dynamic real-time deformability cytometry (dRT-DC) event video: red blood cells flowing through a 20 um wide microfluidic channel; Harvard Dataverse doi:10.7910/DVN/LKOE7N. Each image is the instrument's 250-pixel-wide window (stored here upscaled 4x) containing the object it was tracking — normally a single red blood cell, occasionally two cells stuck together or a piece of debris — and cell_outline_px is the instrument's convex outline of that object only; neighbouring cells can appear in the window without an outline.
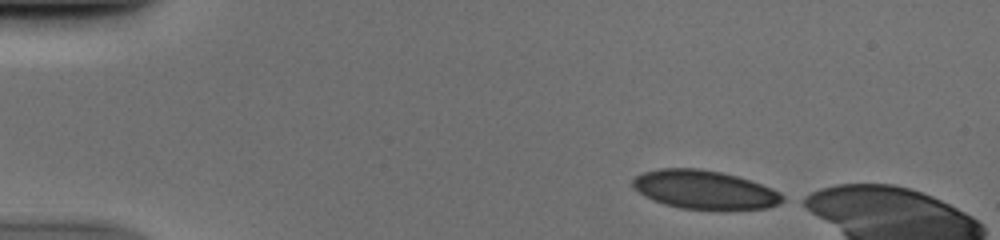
{"species": "human", "species_latin": "Homo sapiens", "temperature_condition": "cold", "stored_images_in_passage": 9, "camera_frame_rate_fps": 3000, "um_per_image_px": 0.085, "donor": {"sex": "male"}, "frame": {"image": 1, "passage_image": 1, "time_ms": 0.0, "image_size_px": [1000, 240], "cell_outline_px": [[788, 200], [780, 204], [768, 208], [680, 208], [664, 204], [652, 200], [644, 196], [632, 184], [632, 180], [636, 176], [644, 172], [660, 168], [700, 168], [720, 172], [736, 176], [772, 188], [788, 196]], "centroid_in_image_um": [59.92, 16.11], "position_along_channel_um": 25.1, "area_um2": 33.41}}